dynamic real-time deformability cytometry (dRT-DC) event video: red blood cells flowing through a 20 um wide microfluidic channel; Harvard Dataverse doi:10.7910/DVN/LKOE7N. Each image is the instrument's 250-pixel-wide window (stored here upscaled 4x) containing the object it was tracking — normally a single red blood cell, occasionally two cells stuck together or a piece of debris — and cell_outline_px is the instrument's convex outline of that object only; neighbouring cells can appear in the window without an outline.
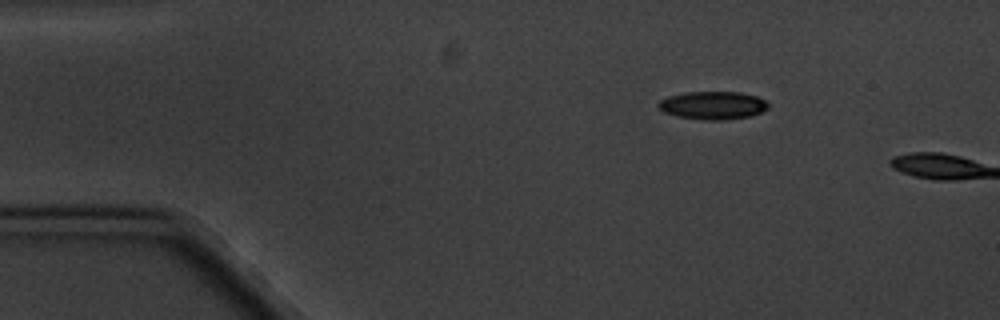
{"species": "common noctule bat (a hibernating species)", "species_latin": "Nyctalus noctula", "temperature_condition": "cold", "stored_images_in_passage": 3, "camera_frame_rate_fps": 3000, "um_per_image_px": 0.085, "animal": {"sex": "male", "body_mass_g": 20.1, "forearm_length_mm": 53.5}, "frame": {"image": 1, "passage_image": 2, "time_ms": 1.333, "image_size_px": [1000, 320], "cell_outline_px": [[768, 108], [752, 116], [724, 120], [704, 120], [676, 116], [664, 112], [656, 104], [660, 100], [668, 96], [684, 92], [740, 92], [756, 96], [764, 100], [768, 104]], "centroid_in_image_um": [60.57, 8.95], "position_along_channel_um": 24.4, "area_um2": 17.98}}